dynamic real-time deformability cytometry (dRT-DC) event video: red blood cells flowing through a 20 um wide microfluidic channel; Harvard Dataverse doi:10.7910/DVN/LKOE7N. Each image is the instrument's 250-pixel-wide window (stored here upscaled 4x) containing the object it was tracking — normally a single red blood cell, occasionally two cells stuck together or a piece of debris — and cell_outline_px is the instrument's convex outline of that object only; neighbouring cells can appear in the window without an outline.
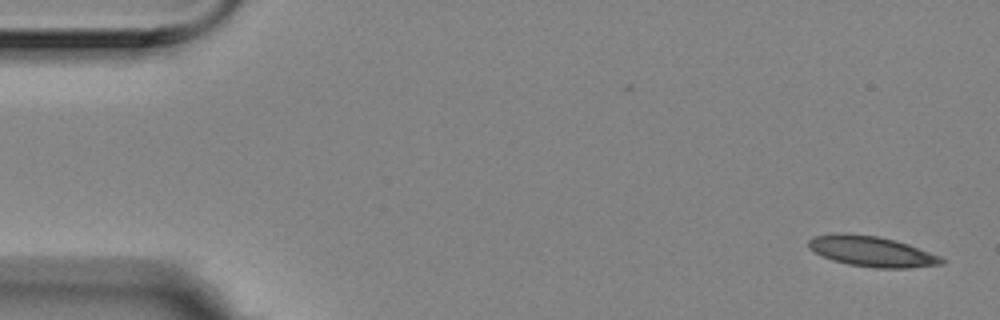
{"species": "Egyptian fruit bat (a non-hibernating species)", "species_latin": "Rousettus aegyptiacus", "temperature_condition": "room temperature", "stored_images_in_passage": 2, "camera_frame_rate_fps": 3000, "um_per_image_px": 0.085, "animal": {"sex": "female"}, "frame": {"image": 1, "passage_image": 2, "time_ms": 0.333, "image_size_px": [1000, 320], "cell_outline_px": [[944, 264], [908, 268], [876, 268], [848, 264], [832, 260], [808, 248], [808, 240], [812, 236], [840, 232], [844, 232], [880, 236], [896, 240], [908, 244], [940, 256], [944, 260]], "centroid_in_image_um": [74.08, 21.35], "position_along_channel_um": 10.9, "area_um2": 23.76}}